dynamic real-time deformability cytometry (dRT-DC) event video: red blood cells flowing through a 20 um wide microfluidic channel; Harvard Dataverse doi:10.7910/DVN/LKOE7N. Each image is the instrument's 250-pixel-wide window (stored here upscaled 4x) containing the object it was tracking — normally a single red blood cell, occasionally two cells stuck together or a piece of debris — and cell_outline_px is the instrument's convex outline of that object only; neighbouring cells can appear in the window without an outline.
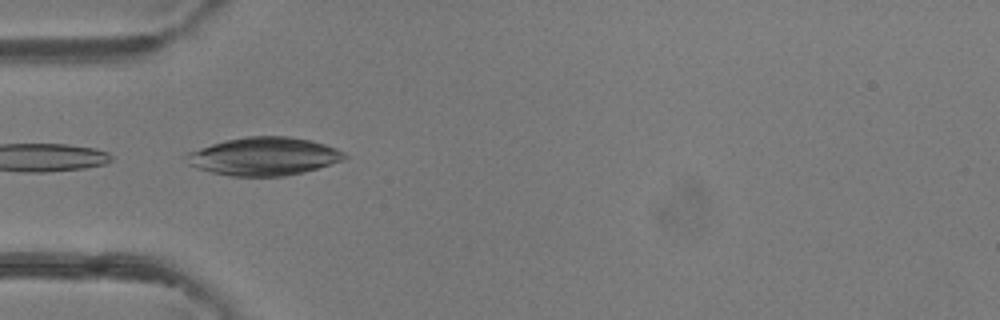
{"species": "common noctule bat (a hibernating species)", "species_latin": "Nyctalus noctula", "temperature_condition": "room temperature", "stored_images_in_passage": 21, "camera_frame_rate_fps": 3000, "um_per_image_px": 0.085, "animal": {"sex": "female"}, "frame": {"image": 1, "passage_image": 1, "time_ms": 0.0, "image_size_px": [1000, 320], "cell_outline_px": [[348, 156], [344, 160], [304, 172], [284, 176], [232, 176], [212, 172], [196, 168], [188, 164], [188, 152], [224, 140], [248, 136], [288, 136], [312, 140], [336, 148], [344, 152]], "centroid_in_image_um": [22.47, 13.28], "position_along_channel_um": 62.5, "area_um2": 34.97}}